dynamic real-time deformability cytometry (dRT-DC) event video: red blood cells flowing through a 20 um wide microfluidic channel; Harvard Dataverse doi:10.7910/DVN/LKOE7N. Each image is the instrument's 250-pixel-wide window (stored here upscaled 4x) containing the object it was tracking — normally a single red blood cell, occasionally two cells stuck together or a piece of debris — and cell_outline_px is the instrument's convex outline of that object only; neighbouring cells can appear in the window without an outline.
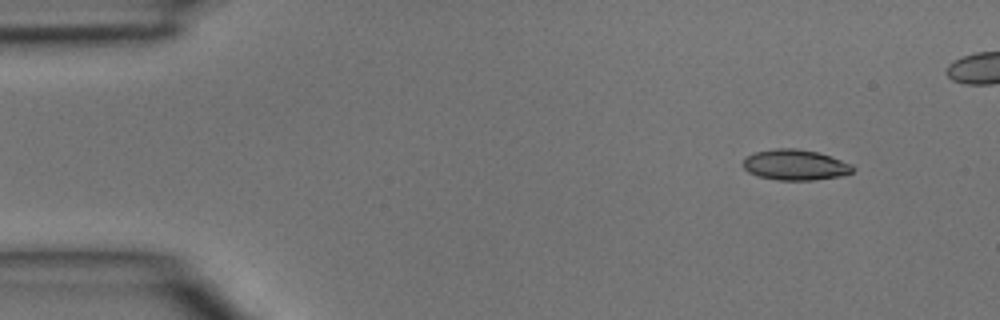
{"species": "common noctule bat (a hibernating species)", "species_latin": "Nyctalus noctula", "temperature_condition": "room temperature", "stored_images_in_passage": 4, "camera_frame_rate_fps": 3000, "um_per_image_px": 0.085, "animal": {"sex": "male", "body_mass_g": 15.6}, "frame": {"image": 1, "passage_image": 1, "time_ms": 0.0, "image_size_px": [1000, 320], "cell_outline_px": [[856, 168], [852, 172], [840, 176], [812, 180], [776, 180], [760, 176], [748, 172], [740, 164], [744, 156], [752, 152], [776, 148], [796, 148], [816, 152], [852, 164]], "centroid_in_image_um": [67.52, 14.01], "position_along_channel_um": 17.5, "area_um2": 19.71}}